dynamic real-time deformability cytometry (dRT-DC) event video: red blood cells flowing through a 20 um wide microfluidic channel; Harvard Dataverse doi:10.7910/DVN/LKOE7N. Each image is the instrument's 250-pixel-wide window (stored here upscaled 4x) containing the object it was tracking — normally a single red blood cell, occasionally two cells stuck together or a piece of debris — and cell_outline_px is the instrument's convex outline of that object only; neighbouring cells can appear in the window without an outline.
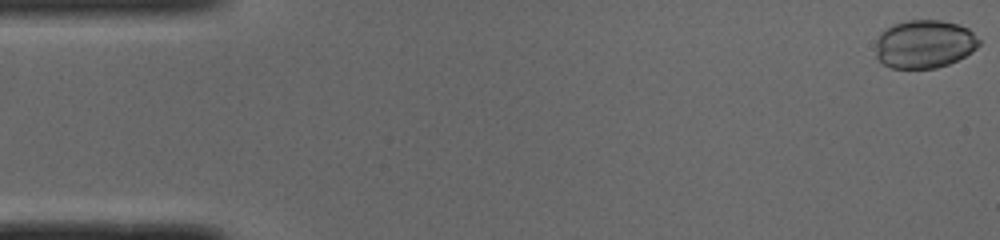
{"species": "common noctule bat (a hibernating species)", "species_latin": "Nyctalus noctula", "temperature_condition": "cold", "stored_images_in_passage": 50, "camera_frame_rate_fps": 3000, "um_per_image_px": 0.085, "animal": {"sex": "male", "body_mass_g": 19.0, "forearm_length_mm": 50.8}, "frame": {"image": 1, "passage_image": 1, "time_ms": 0.0, "image_size_px": [1000, 240], "cell_outline_px": [[980, 44], [972, 52], [948, 64], [936, 68], [892, 68], [884, 64], [876, 56], [876, 40], [880, 32], [896, 24], [908, 20], [940, 20], [956, 24], [968, 28], [980, 40]], "centroid_in_image_um": [78.57, 3.75], "position_along_channel_um": 6.4, "area_um2": 28.9}}
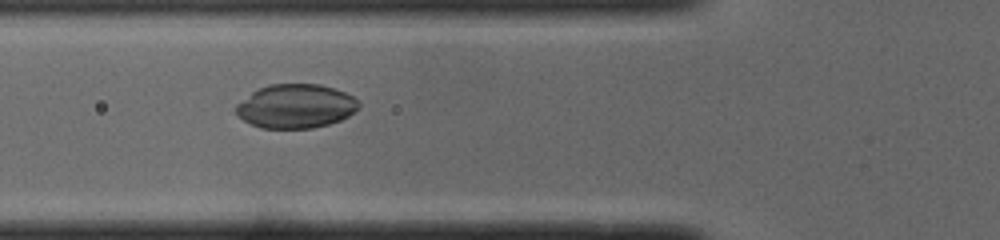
{"frame": {"image": 2, "passage_image": 18, "time_ms": 5.667, "image_size_px": [1000, 240], "cell_outline_px": [[360, 108], [348, 116], [340, 120], [328, 124], [312, 128], [260, 128], [244, 120], [236, 112], [236, 104], [252, 92], [268, 84], [320, 84], [344, 92], [352, 96], [360, 104]], "centroid_in_image_um": [25.14, 9.02], "position_along_channel_um": 100.7, "area_um2": 31.27}}
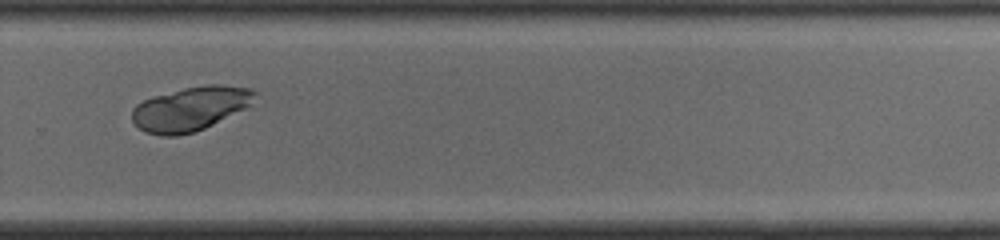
{"frame": {"image": 3, "passage_image": 34, "time_ms": 11.0, "image_size_px": [1000, 240], "cell_outline_px": [[260, 92], [244, 108], [204, 128], [192, 132], [176, 136], [160, 136], [144, 132], [132, 120], [132, 108], [136, 104], [152, 96], [184, 88], [204, 84], [220, 84], [252, 88]], "centroid_in_image_um": [16.16, 9.22], "position_along_channel_um": 313.6, "area_um2": 31.44}}